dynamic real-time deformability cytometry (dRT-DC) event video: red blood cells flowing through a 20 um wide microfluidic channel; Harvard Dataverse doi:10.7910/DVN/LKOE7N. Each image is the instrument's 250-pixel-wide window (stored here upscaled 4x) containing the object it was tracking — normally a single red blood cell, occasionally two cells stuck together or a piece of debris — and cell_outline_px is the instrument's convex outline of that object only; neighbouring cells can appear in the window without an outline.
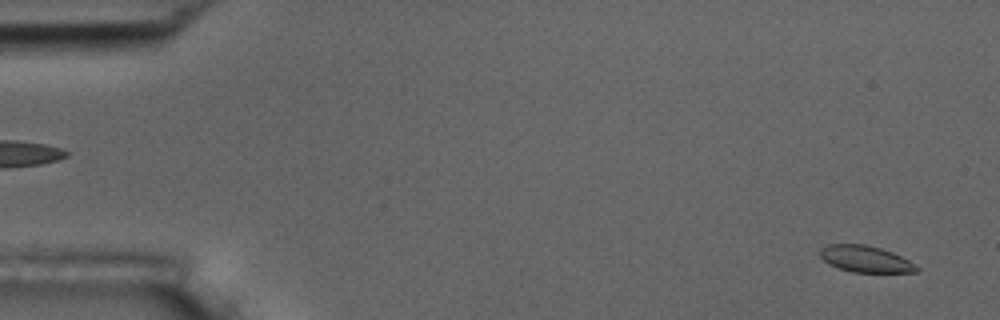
{"species": "common noctule bat (a hibernating species)", "species_latin": "Nyctalus noctula", "temperature_condition": "room temperature", "stored_images_in_passage": 54, "camera_frame_rate_fps": 3000, "um_per_image_px": 0.085, "animal": {"sex": "male", "body_mass_g": 17.5, "forearm_length_mm": 52.3}, "frame": {"image": 1, "passage_image": 2, "time_ms": 0.333, "image_size_px": [1000, 320], "cell_outline_px": [[920, 268], [916, 272], [852, 272], [828, 264], [820, 256], [820, 248], [828, 244], [864, 244], [880, 248], [892, 252], [908, 260]], "centroid_in_image_um": [73.54, 22.01], "position_along_channel_um": 11.5, "area_um2": 14.8}}
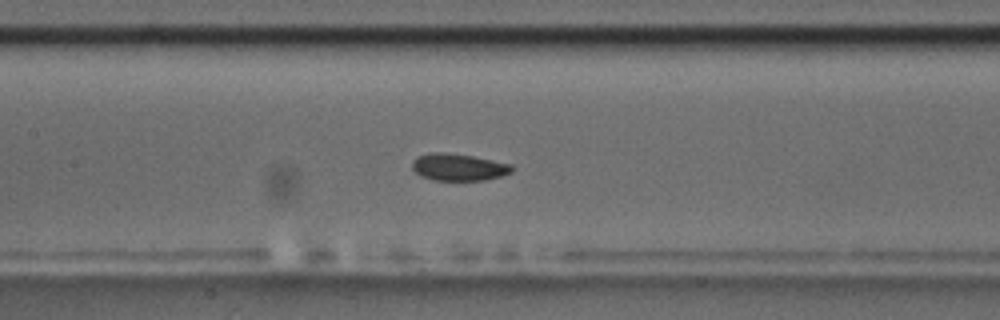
{"frame": {"image": 2, "passage_image": 25, "time_ms": 8.0, "image_size_px": [1000, 320], "cell_outline_px": [[516, 168], [512, 172], [504, 176], [484, 180], [432, 180], [420, 176], [412, 168], [412, 160], [416, 156], [432, 152], [444, 152], [472, 156], [512, 164]], "centroid_in_image_um": [38.99, 14.21], "position_along_channel_um": 168.4, "area_um2": 15.95}}
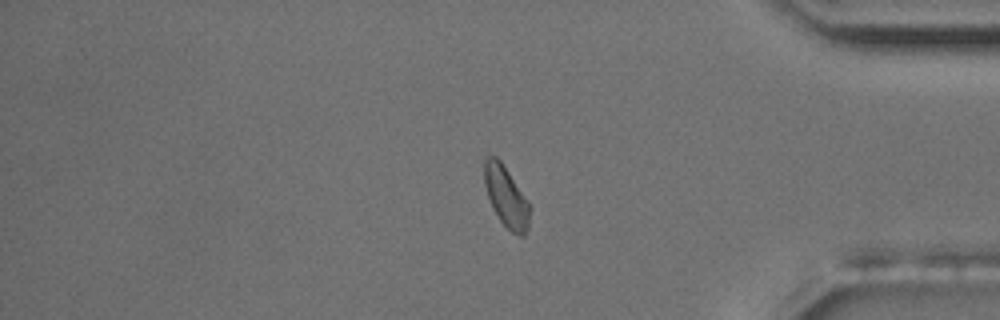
{"frame": {"image": 3, "passage_image": 45, "time_ms": 14.667, "image_size_px": [1000, 320], "cell_outline_px": [[532, 208], [528, 228], [524, 236], [520, 236], [512, 232], [500, 220], [492, 208], [484, 184], [484, 160], [488, 156], [496, 156], [500, 160]], "centroid_in_image_um": [43.03, 16.74], "position_along_channel_um": 392.2, "area_um2": 15.95}, "authors_computed_cell_mechanics": {"area_um2": 15.8661, "velocity_mm_per_s": 3.7147, "shape_relaxation_time_tau1_ms": 3.9892, "shape_relaxation_time_tau2_ms": null, "deformation_change_tau1": 0.072, "deformation_change_tau2": null}}